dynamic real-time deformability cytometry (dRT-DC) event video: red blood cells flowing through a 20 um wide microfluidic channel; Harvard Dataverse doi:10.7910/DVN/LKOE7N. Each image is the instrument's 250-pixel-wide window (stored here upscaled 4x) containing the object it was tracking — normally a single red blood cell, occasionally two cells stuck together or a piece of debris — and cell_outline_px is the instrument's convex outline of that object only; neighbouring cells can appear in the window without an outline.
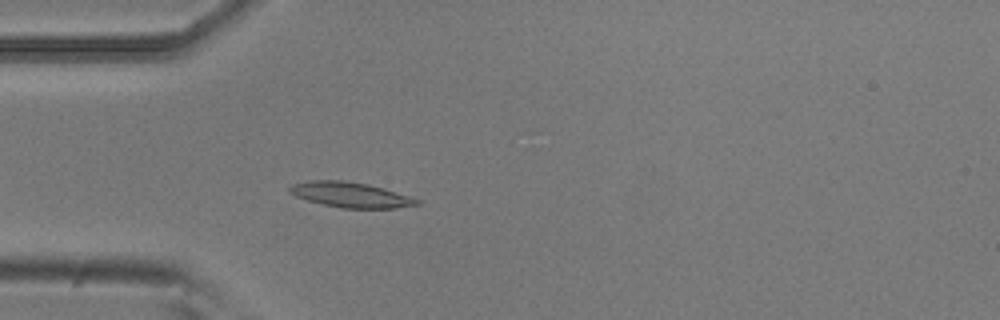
{"species": "common noctule bat (a hibernating species)", "species_latin": "Nyctalus noctula", "temperature_condition": "room temperature", "stored_images_in_passage": 55, "camera_frame_rate_fps": 3000, "um_per_image_px": 0.085, "animal": {"sex": "male", "body_mass_g": 20.5, "forearm_length_mm": 52.5}, "frame": {"image": 1, "passage_image": 16, "time_ms": 5.0, "image_size_px": [1000, 320], "cell_outline_px": [[420, 204], [396, 208], [340, 208], [308, 200], [296, 196], [288, 192], [288, 188], [292, 184], [312, 180], [344, 180], [368, 184], [384, 188], [420, 200]], "centroid_in_image_um": [29.79, 16.55], "position_along_channel_um": 55.2, "area_um2": 18.61}}
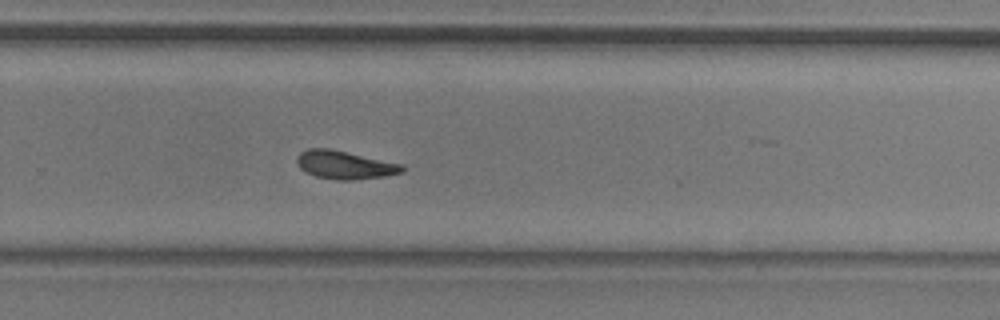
{"frame": {"image": 2, "passage_image": 36, "time_ms": 11.667, "image_size_px": [1000, 320], "cell_outline_px": [[404, 172], [384, 176], [352, 180], [336, 180], [316, 176], [300, 168], [296, 160], [300, 152], [308, 148], [328, 148], [404, 164]], "centroid_in_image_um": [29.32, 14.01], "position_along_channel_um": 300.5, "area_um2": 17.22}}
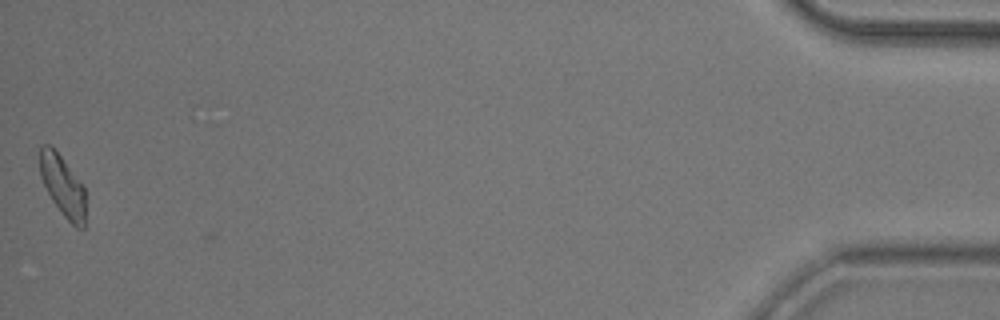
{"frame": {"image": 3, "passage_image": 54, "time_ms": 17.667, "image_size_px": [1000, 320], "cell_outline_px": [[84, 228], [76, 228], [64, 216], [52, 200], [40, 176], [40, 148], [44, 144], [48, 144], [60, 156], [84, 184]], "centroid_in_image_um": [5.34, 15.8], "position_along_channel_um": 429.9, "area_um2": 15.9}, "authors_computed_cell_mechanics": {"area_um2": 17.1666, "velocity_mm_per_s": 3.7612, "shape_relaxation_time_tau1_ms": 6.7188, "shape_relaxation_time_tau2_ms": 5.415, "deformation_change_tau1": 0.1597, "deformation_change_tau2": 0.1389}}